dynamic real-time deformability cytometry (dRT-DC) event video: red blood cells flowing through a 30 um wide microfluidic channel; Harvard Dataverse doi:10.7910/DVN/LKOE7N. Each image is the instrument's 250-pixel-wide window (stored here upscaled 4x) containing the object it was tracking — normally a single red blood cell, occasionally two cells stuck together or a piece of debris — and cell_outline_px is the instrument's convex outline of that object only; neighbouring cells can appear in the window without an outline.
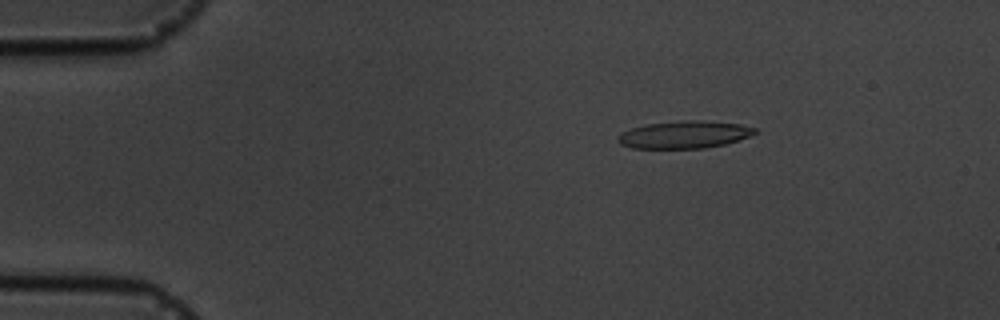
{"species": "common noctule bat (a hibernating species)", "species_latin": "Nyctalus noctula", "temperature_condition": "cold", "stored_images_in_passage": 5, "camera_frame_rate_fps": 3000, "um_per_image_px": 0.085, "animal": {"sex": "male", "body_mass_g": 19.5, "forearm_length_mm": 54.6}, "frame": {"image": 1, "passage_image": 3, "time_ms": 2.0, "image_size_px": [1000, 320], "cell_outline_px": [[760, 132], [724, 144], [704, 148], [632, 148], [620, 144], [616, 140], [616, 136], [620, 132], [632, 128], [648, 124], [684, 120], [696, 120], [740, 124], [756, 128]], "centroid_in_image_um": [58.13, 11.44], "position_along_channel_um": 26.9, "area_um2": 21.79}}